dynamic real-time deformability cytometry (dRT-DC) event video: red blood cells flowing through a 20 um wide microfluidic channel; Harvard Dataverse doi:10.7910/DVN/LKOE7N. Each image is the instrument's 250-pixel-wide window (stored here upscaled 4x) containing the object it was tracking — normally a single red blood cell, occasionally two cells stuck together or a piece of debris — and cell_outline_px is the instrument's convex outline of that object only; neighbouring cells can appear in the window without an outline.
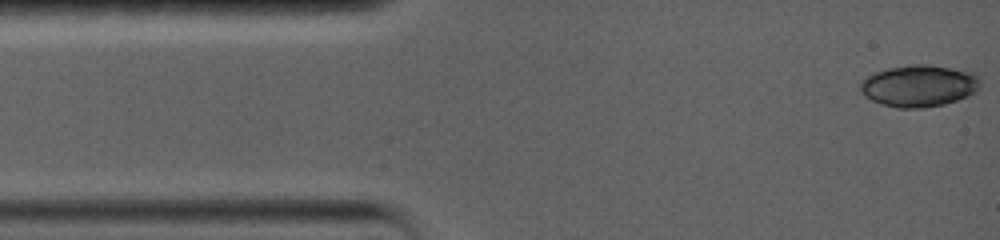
{"species": "common noctule bat (a hibernating species)", "species_latin": "Nyctalus noctula", "temperature_condition": "warm", "stored_images_in_passage": 7, "camera_frame_rate_fps": 5000, "um_per_image_px": 0.085, "animal": {"sex": "female", "body_mass_g": 19.0, "forearm_length_mm": 56.7}, "frame": {"image": 1, "passage_image": 1, "time_ms": 0.0, "image_size_px": [1000, 240], "cell_outline_px": [[980, 84], [968, 96], [944, 104], [924, 108], [896, 108], [880, 104], [864, 96], [860, 92], [860, 80], [876, 72], [888, 68], [912, 64], [928, 64], [972, 72], [980, 80]], "centroid_in_image_um": [78.05, 7.3], "position_along_channel_um": 6.9, "area_um2": 29.13}}
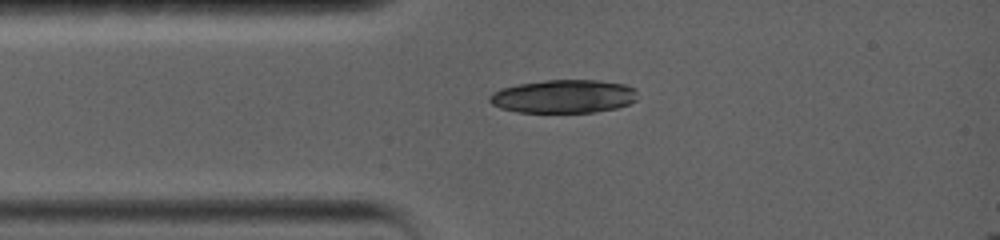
{"frame": {"image": 2, "passage_image": 6, "time_ms": 2.8, "image_size_px": [1000, 240], "cell_outline_px": [[636, 100], [628, 104], [616, 108], [596, 112], [516, 112], [500, 108], [492, 104], [488, 100], [488, 96], [492, 92], [500, 88], [520, 84], [544, 80], [600, 80], [624, 84], [636, 88]], "centroid_in_image_um": [47.89, 8.19], "position_along_channel_um": 37.1, "area_um2": 28.9}}